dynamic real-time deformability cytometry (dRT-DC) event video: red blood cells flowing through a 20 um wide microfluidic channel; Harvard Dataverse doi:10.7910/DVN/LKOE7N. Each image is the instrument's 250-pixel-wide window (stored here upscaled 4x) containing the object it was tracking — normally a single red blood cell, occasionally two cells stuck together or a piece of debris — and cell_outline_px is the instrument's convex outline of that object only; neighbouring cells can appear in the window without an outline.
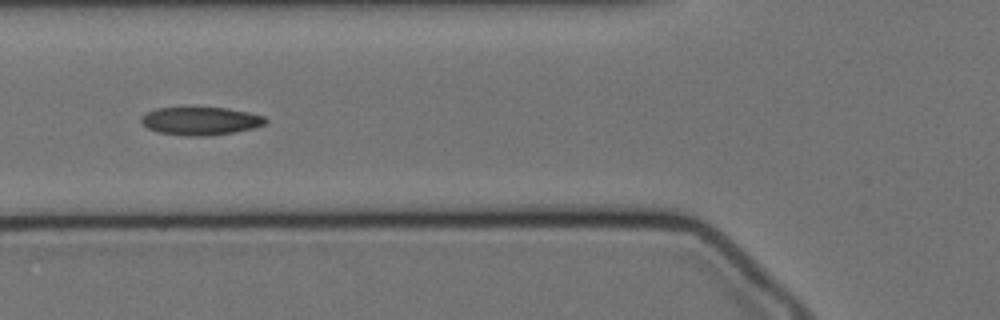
{"species": "Egyptian fruit bat (a non-hibernating species)", "species_latin": "Rousettus aegyptiacus", "temperature_condition": "cold", "stored_images_in_passage": 19, "camera_frame_rate_fps": 3000, "um_per_image_px": 0.085, "animal": {"sex": "female"}, "frame": {"image": 1, "passage_image": 6, "time_ms": 1.667, "image_size_px": [1000, 320], "cell_outline_px": [[268, 120], [264, 124], [252, 128], [232, 132], [208, 136], [188, 136], [156, 132], [148, 128], [140, 120], [140, 116], [144, 112], [156, 108], [228, 108], [248, 112], [264, 116]], "centroid_in_image_um": [17.0, 10.28], "position_along_channel_um": 108.8, "area_um2": 20.29}}
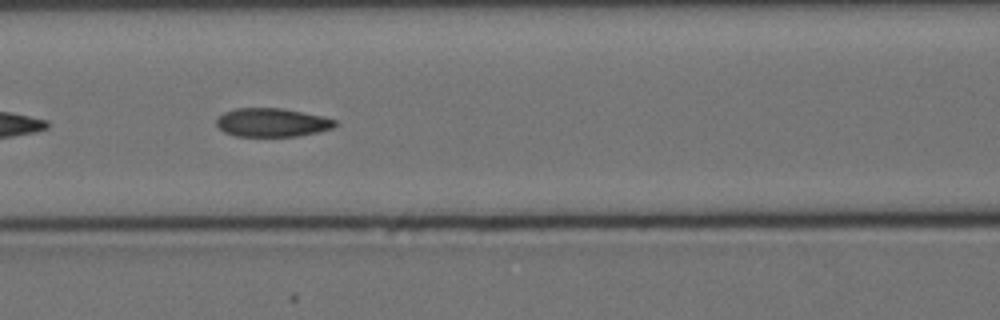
{"frame": {"image": 2, "passage_image": 9, "time_ms": 2.667, "image_size_px": [1000, 320], "cell_outline_px": [[336, 124], [332, 128], [316, 132], [296, 136], [236, 136], [224, 132], [216, 124], [216, 120], [224, 112], [236, 108], [280, 108], [320, 116], [336, 120]], "centroid_in_image_um": [23.08, 10.41], "position_along_channel_um": 143.5, "area_um2": 19.42}}
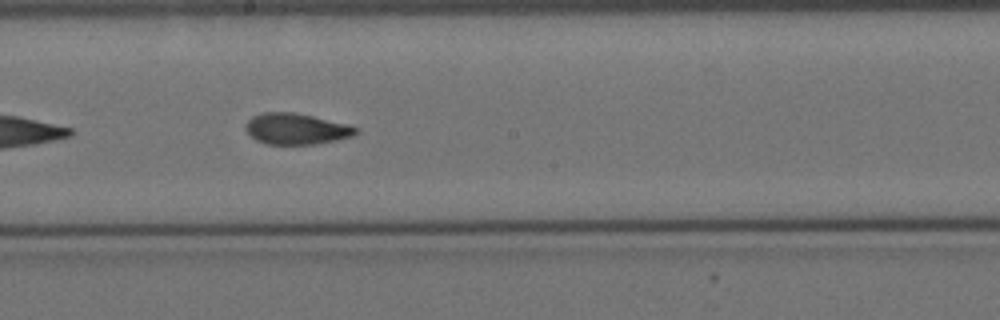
{"frame": {"image": 3, "passage_image": 16, "time_ms": 5.0, "image_size_px": [1000, 320], "cell_outline_px": [[360, 132], [352, 136], [336, 140], [316, 144], [264, 144], [256, 140], [244, 128], [248, 120], [252, 116], [264, 112], [292, 112], [312, 116], [348, 124], [356, 128]], "centroid_in_image_um": [25.17, 10.95], "position_along_channel_um": 223.0, "area_um2": 19.88}}